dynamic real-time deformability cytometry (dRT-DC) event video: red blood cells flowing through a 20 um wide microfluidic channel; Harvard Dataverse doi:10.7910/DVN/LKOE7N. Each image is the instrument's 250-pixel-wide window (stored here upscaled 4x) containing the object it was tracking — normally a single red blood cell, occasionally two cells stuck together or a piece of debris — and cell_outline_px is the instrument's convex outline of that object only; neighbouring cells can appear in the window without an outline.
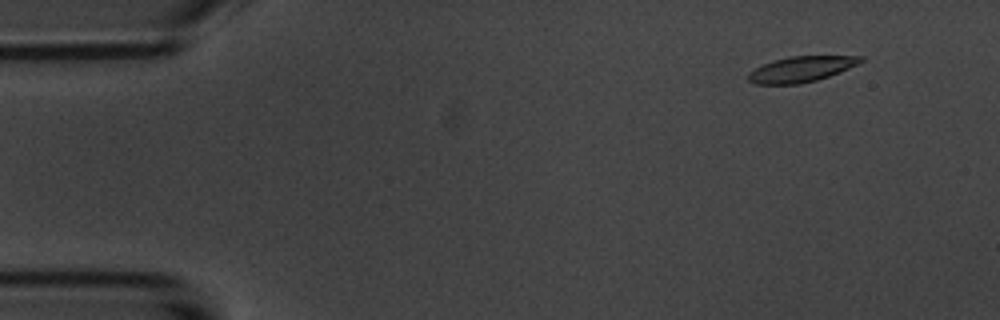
{"species": "common noctule bat (a hibernating species)", "species_latin": "Nyctalus noctula", "temperature_condition": "room temperature", "stored_images_in_passage": 5, "camera_frame_rate_fps": 3000, "um_per_image_px": 0.085, "animal": {"sex": "male", "body_mass_g": 20.1, "forearm_length_mm": 53.5}, "frame": {"image": 1, "passage_image": 2, "time_ms": 1.0, "image_size_px": [1000, 320], "cell_outline_px": [[864, 60], [840, 72], [816, 80], [800, 84], [756, 84], [748, 80], [748, 72], [772, 60], [792, 56], [864, 56]], "centroid_in_image_um": [68.08, 5.88], "position_along_channel_um": 16.9, "area_um2": 16.59}}
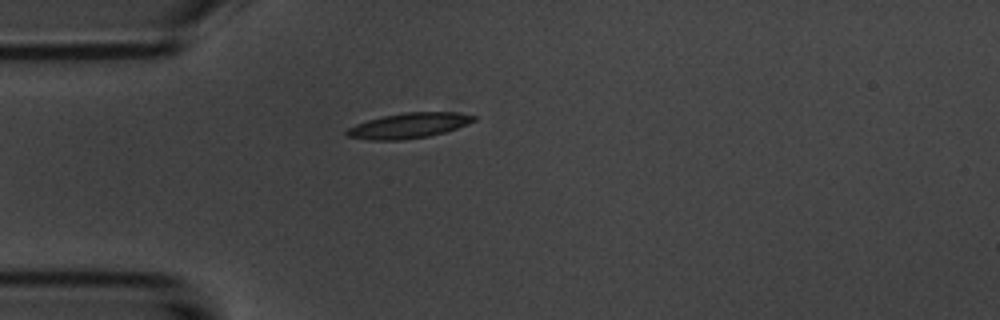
{"frame": {"image": 2, "passage_image": 4, "time_ms": 4.333, "image_size_px": [1000, 320], "cell_outline_px": [[476, 120], [456, 128], [444, 132], [428, 136], [400, 140], [372, 140], [348, 136], [344, 132], [348, 128], [356, 124], [368, 120], [384, 116], [404, 112], [456, 112], [476, 116]], "centroid_in_image_um": [34.74, 10.67], "position_along_channel_um": 50.3, "area_um2": 18.44}}